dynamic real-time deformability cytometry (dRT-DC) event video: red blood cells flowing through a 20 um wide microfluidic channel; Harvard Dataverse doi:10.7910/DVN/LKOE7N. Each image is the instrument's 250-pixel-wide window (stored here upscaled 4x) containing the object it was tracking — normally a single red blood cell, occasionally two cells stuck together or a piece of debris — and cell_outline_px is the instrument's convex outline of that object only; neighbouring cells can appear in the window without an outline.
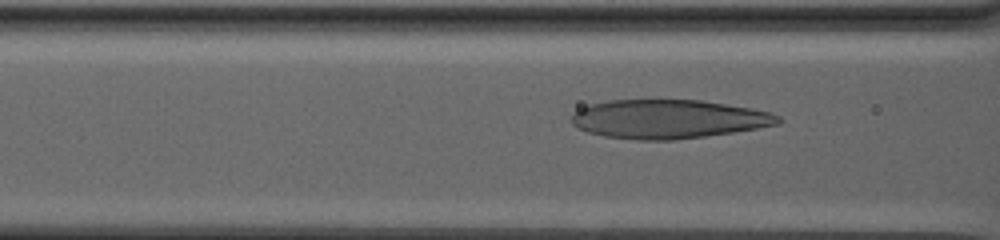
{"species": "human", "species_latin": "Homo sapiens", "temperature_condition": "warm", "stored_images_in_passage": 60, "camera_frame_rate_fps": 3000, "um_per_image_px": 0.085, "donor": {"sex": "male"}, "frame": {"image": 1, "passage_image": 13, "time_ms": 4.0, "image_size_px": [1000, 240], "cell_outline_px": [[784, 120], [780, 124], [732, 132], [676, 140], [636, 140], [604, 136], [588, 132], [572, 124], [568, 120], [572, 112], [580, 108], [592, 104], [608, 100], [700, 100], [748, 108], [768, 112], [780, 116]], "centroid_in_image_um": [56.76, 10.12], "position_along_channel_um": 109.8, "area_um2": 46.7}}
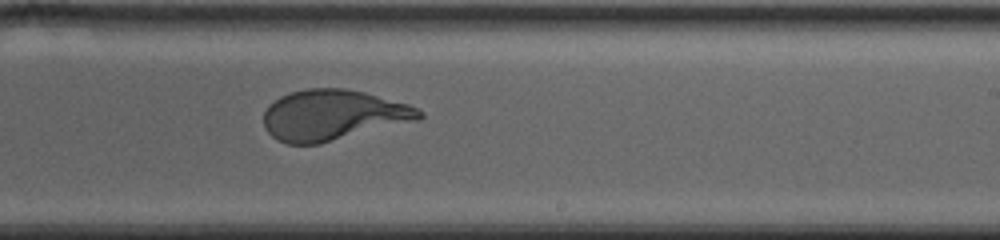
{"frame": {"image": 2, "passage_image": 31, "time_ms": 10.0, "image_size_px": [1000, 240], "cell_outline_px": [[424, 116], [420, 120], [320, 144], [288, 144], [276, 140], [268, 132], [264, 124], [264, 112], [268, 104], [280, 96], [292, 92], [308, 88], [344, 88], [364, 92], [408, 104], [424, 112]], "centroid_in_image_um": [28.3, 9.79], "position_along_channel_um": 260.7, "area_um2": 46.07}}
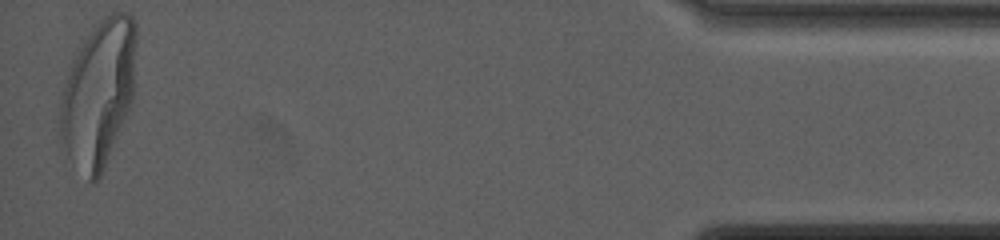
{"frame": {"image": 3, "passage_image": 59, "time_ms": 19.333, "image_size_px": [1000, 240], "cell_outline_px": [[136, 40], [132, 100], [104, 168], [100, 176], [92, 184], [88, 180], [68, 156], [60, 140], [60, 104], [68, 68], [80, 40], [96, 20], [112, 12], [128, 12], [132, 16], [136, 24]], "centroid_in_image_um": [8.35, 7.84], "position_along_channel_um": 426.8, "area_um2": 65.26}}